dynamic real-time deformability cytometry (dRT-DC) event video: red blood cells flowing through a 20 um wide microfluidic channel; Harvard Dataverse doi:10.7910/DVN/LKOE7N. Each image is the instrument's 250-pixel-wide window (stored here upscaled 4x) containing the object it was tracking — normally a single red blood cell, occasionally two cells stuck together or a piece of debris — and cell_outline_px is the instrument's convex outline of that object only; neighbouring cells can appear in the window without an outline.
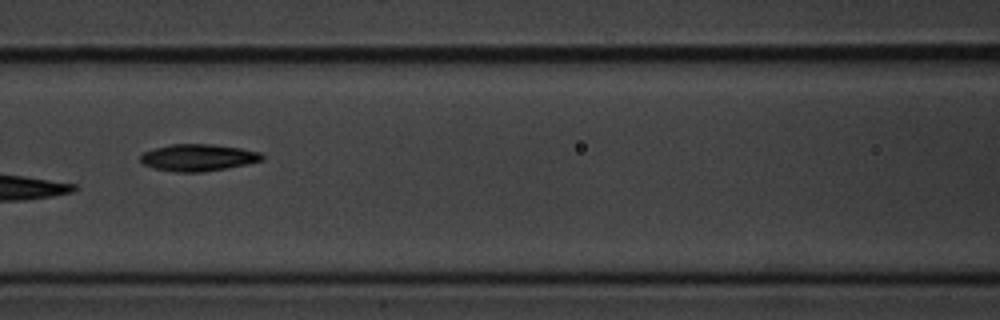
{"species": "common noctule bat (a hibernating species)", "species_latin": "Nyctalus noctula", "temperature_condition": "cold", "stored_images_in_passage": 9, "camera_frame_rate_fps": 3000, "um_per_image_px": 0.085, "animal": {"sex": "male", "body_mass_g": 20.1, "forearm_length_mm": 53.5}, "frame": {"image": 1, "passage_image": 7, "time_ms": 2.0, "image_size_px": [1000, 320], "cell_outline_px": [[264, 160], [248, 164], [228, 168], [204, 172], [176, 172], [152, 168], [144, 164], [140, 160], [140, 156], [144, 152], [156, 148], [172, 144], [212, 144], [240, 148], [260, 152], [264, 156]], "centroid_in_image_um": [16.87, 13.4], "position_along_channel_um": 149.7, "area_um2": 19.13}}
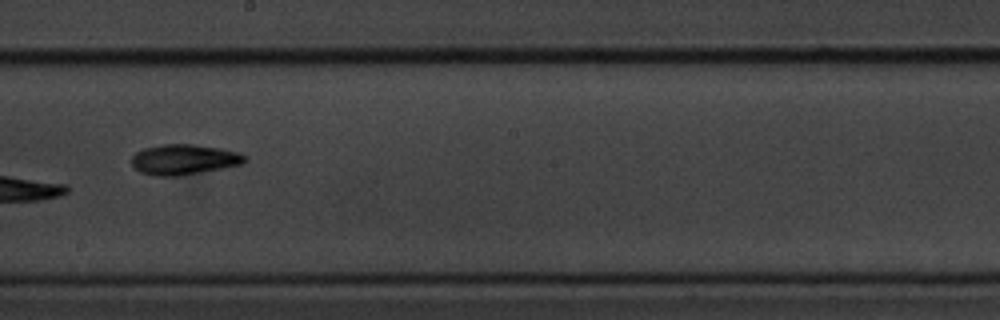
{"frame": {"image": 2, "passage_image": 9, "time_ms": 2.667, "image_size_px": [1000, 320], "cell_outline_px": [[248, 160], [244, 164], [224, 168], [180, 176], [156, 176], [140, 172], [132, 164], [132, 156], [136, 152], [144, 148], [160, 144], [192, 144], [220, 148], [240, 152], [248, 156]], "centroid_in_image_um": [15.7, 13.56], "position_along_channel_um": 232.5, "area_um2": 20.29}}